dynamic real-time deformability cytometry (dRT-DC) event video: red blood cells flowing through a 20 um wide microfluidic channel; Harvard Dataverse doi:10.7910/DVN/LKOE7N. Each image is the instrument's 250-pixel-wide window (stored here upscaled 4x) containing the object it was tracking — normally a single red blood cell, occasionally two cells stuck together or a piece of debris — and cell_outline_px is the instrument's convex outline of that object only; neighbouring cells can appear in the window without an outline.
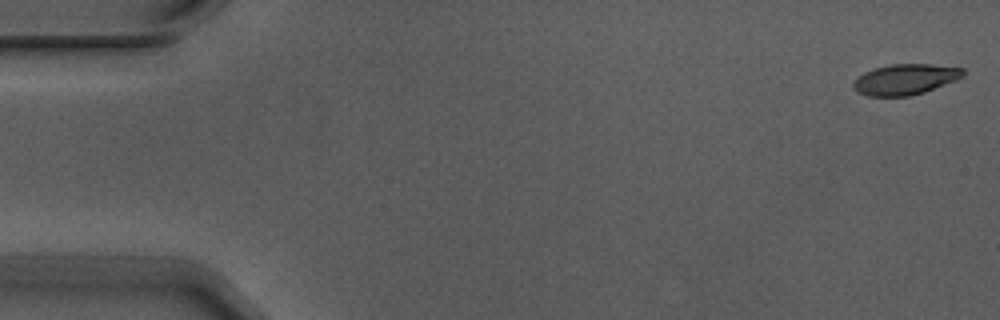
{"species": "Egyptian fruit bat (a non-hibernating species)", "species_latin": "Rousettus aegyptiacus", "temperature_condition": "warm", "stored_images_in_passage": 5, "camera_frame_rate_fps": 3000, "um_per_image_px": 0.085, "animal": {"sex": "male"}, "frame": {"image": 1, "passage_image": 1, "time_ms": 0.0, "image_size_px": [1000, 320], "cell_outline_px": [[964, 76], [956, 80], [924, 92], [912, 96], [868, 96], [856, 92], [852, 88], [852, 84], [864, 72], [876, 68], [892, 64], [932, 64], [964, 68]], "centroid_in_image_um": [76.95, 6.75], "position_along_channel_um": 8.0, "area_um2": 19.59}}
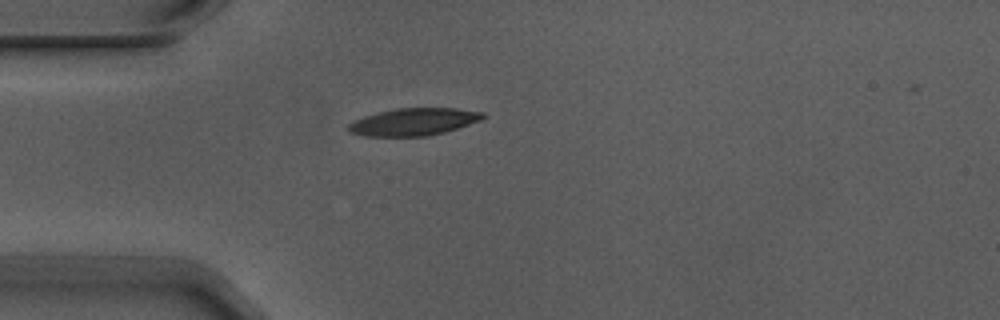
{"frame": {"image": 2, "passage_image": 5, "time_ms": 1.333, "image_size_px": [1000, 320], "cell_outline_px": [[488, 116], [480, 120], [444, 132], [428, 136], [364, 136], [348, 132], [348, 124], [364, 116], [396, 108], [456, 108], [484, 112]], "centroid_in_image_um": [35.17, 10.35], "position_along_channel_um": 49.8, "area_um2": 21.33}}